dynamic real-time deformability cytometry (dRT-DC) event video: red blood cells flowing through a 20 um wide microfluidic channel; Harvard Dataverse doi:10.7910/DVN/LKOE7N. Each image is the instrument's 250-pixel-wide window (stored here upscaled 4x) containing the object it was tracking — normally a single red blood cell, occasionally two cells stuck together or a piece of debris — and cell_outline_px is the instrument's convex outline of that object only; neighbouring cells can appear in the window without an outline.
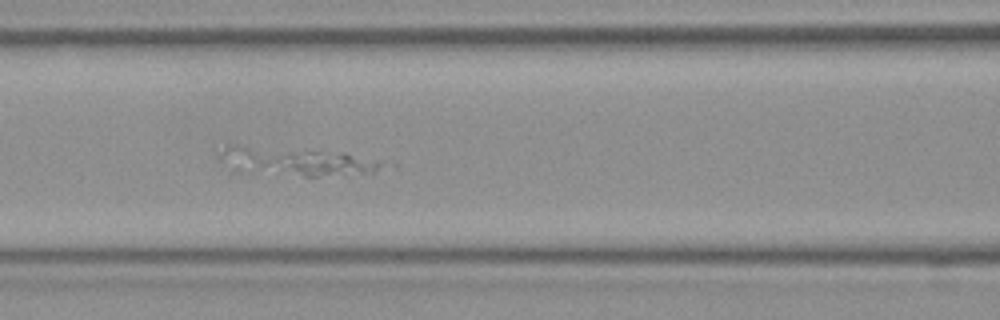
{"species": "Egyptian fruit bat (a non-hibernating species)", "species_latin": "Rousettus aegyptiacus", "temperature_condition": "room temperature", "stored_images_in_passage": 43, "segment_of_instrument_passage": [2, 2], "camera_frame_rate_fps": 3000, "um_per_image_px": 0.085, "frame": {"image": 1, "passage_image": 13, "time_ms": 4.0, "image_size_px": [1000, 320], "cell_outline_px": [[396, 168], [372, 172], [344, 176], [304, 176], [272, 160], [280, 156], [292, 152], [344, 152], [384, 160], [396, 164]], "centroid_in_image_um": [28.21, 13.92], "position_along_channel_um": 138.4, "area_um2": 15.66}}
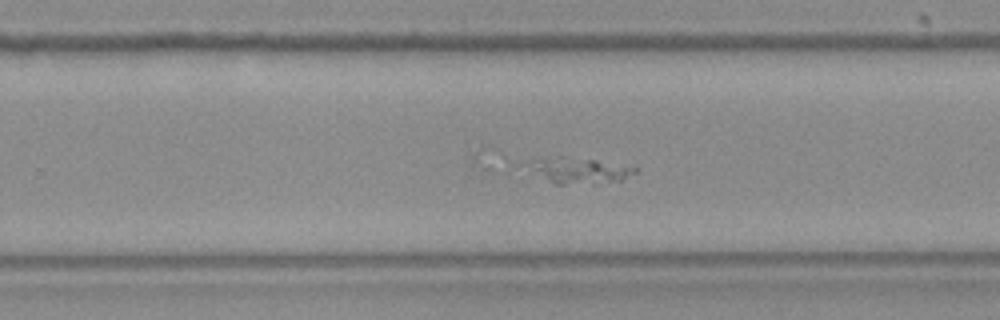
{"frame": {"image": 2, "passage_image": 24, "time_ms": 7.667, "image_size_px": [1000, 320], "cell_outline_px": [[640, 168], [636, 172], [620, 180], [564, 184], [556, 184], [508, 160], [492, 148], [496, 148], [564, 156], [596, 160]], "centroid_in_image_um": [48.24, 14.23], "position_along_channel_um": 281.6, "area_um2": 19.36}}
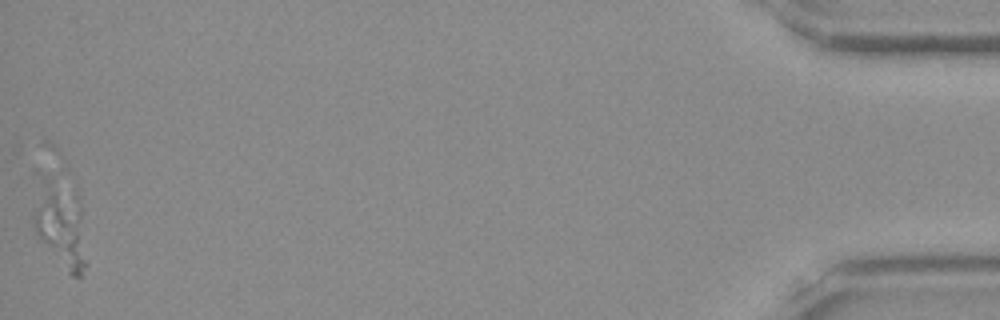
{"frame": {"image": 3, "passage_image": 43, "time_ms": 14.0, "image_size_px": [1000, 320], "cell_outline_px": [[88, 264], [80, 276], [72, 276], [68, 272], [36, 232], [32, 224], [32, 216], [52, 188], [76, 192], [80, 196]], "centroid_in_image_um": [5.36, 19.47], "position_along_channel_um": 429.8, "area_um2": 23.29}}